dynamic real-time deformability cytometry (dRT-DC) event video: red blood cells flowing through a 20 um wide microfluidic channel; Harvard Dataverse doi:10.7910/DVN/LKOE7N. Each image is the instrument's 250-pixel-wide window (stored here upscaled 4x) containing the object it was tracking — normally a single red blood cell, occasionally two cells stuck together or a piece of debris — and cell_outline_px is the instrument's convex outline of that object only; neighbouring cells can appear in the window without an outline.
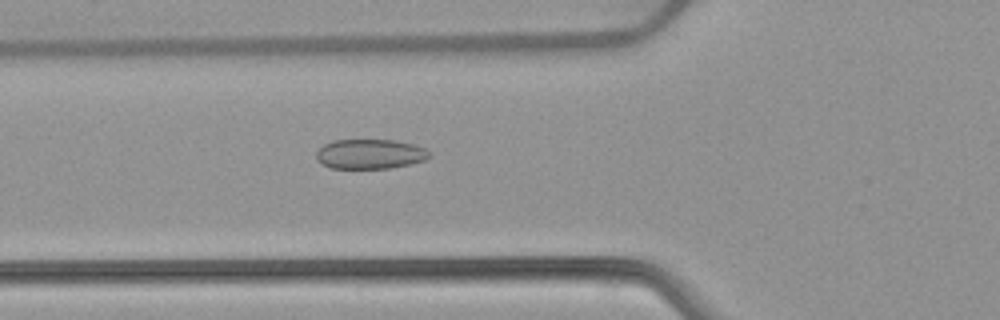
{"species": "common noctule bat (a hibernating species)", "species_latin": "Nyctalus noctula", "temperature_condition": "warm", "stored_images_in_passage": 52, "camera_frame_rate_fps": 3000, "um_per_image_px": 0.085, "animal": {"sex": "female", "body_mass_g": 22.7, "forearm_length_mm": 54.2}, "frame": {"image": 1, "passage_image": 19, "time_ms": 6.0, "image_size_px": [1000, 320], "cell_outline_px": [[432, 156], [424, 160], [408, 164], [388, 168], [332, 168], [316, 160], [316, 152], [324, 144], [332, 140], [396, 140], [416, 144], [428, 148]], "centroid_in_image_um": [31.49, 13.07], "position_along_channel_um": 94.3, "area_um2": 19.71}}
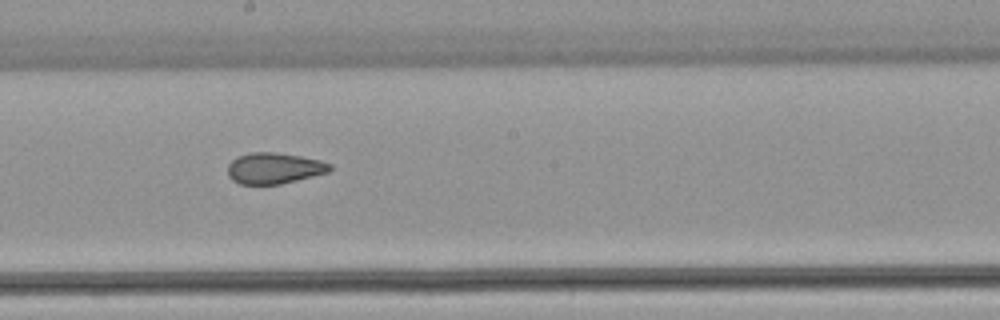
{"frame": {"image": 2, "passage_image": 29, "time_ms": 9.333, "image_size_px": [1000, 320], "cell_outline_px": [[332, 168], [328, 172], [280, 184], [240, 184], [232, 180], [228, 176], [228, 164], [232, 160], [240, 156], [252, 152], [272, 152], [300, 156], [320, 160], [332, 164]], "centroid_in_image_um": [23.3, 14.3], "position_along_channel_um": 224.9, "area_um2": 18.32}}
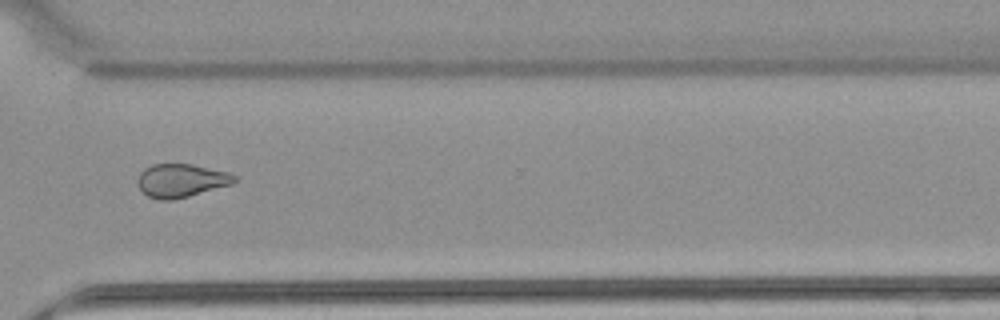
{"frame": {"image": 3, "passage_image": 39, "time_ms": 12.667, "image_size_px": [1000, 320], "cell_outline_px": [[240, 180], [232, 184], [188, 196], [172, 200], [160, 200], [148, 196], [136, 184], [136, 180], [140, 172], [144, 168], [152, 164], [192, 164], [228, 172], [240, 176]], "centroid_in_image_um": [15.42, 15.33], "position_along_channel_um": 355.2, "area_um2": 19.02}, "authors_computed_cell_mechanics": {"area_um2": 20.6635, "velocity_mm_per_s": 3.9031, "shape_relaxation_time_tau1_ms": null, "shape_relaxation_time_tau2_ms": 2.0424, "deformation_change_tau1": null, "deformation_change_tau2": 0.059}}